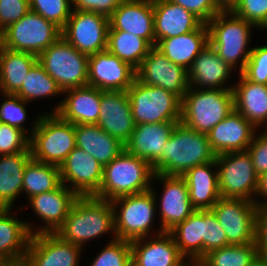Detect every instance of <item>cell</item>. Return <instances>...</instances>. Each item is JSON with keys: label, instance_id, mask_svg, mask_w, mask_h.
Here are the masks:
<instances>
[{"label": "cell", "instance_id": "obj_55", "mask_svg": "<svg viewBox=\"0 0 267 266\" xmlns=\"http://www.w3.org/2000/svg\"><path fill=\"white\" fill-rule=\"evenodd\" d=\"M191 261V262H190ZM190 261L187 263V265H186V263L184 264V260L180 263V264H178L177 266H201V262L200 261H198V260H193V259H190Z\"/></svg>", "mask_w": 267, "mask_h": 266}, {"label": "cell", "instance_id": "obj_25", "mask_svg": "<svg viewBox=\"0 0 267 266\" xmlns=\"http://www.w3.org/2000/svg\"><path fill=\"white\" fill-rule=\"evenodd\" d=\"M178 122L143 123L136 125L124 150L147 161L151 166L162 156L165 142Z\"/></svg>", "mask_w": 267, "mask_h": 266}, {"label": "cell", "instance_id": "obj_26", "mask_svg": "<svg viewBox=\"0 0 267 266\" xmlns=\"http://www.w3.org/2000/svg\"><path fill=\"white\" fill-rule=\"evenodd\" d=\"M144 239L130 242L132 266H177L185 259L169 232L159 231L156 240Z\"/></svg>", "mask_w": 267, "mask_h": 266}, {"label": "cell", "instance_id": "obj_3", "mask_svg": "<svg viewBox=\"0 0 267 266\" xmlns=\"http://www.w3.org/2000/svg\"><path fill=\"white\" fill-rule=\"evenodd\" d=\"M154 176L152 166L125 150L104 166L103 180L97 198L112 201L116 198L149 191Z\"/></svg>", "mask_w": 267, "mask_h": 266}, {"label": "cell", "instance_id": "obj_10", "mask_svg": "<svg viewBox=\"0 0 267 266\" xmlns=\"http://www.w3.org/2000/svg\"><path fill=\"white\" fill-rule=\"evenodd\" d=\"M149 191L116 198L111 201L114 208V236L133 241L149 235L155 215L156 195ZM121 203V204H120ZM121 210L117 212L118 206Z\"/></svg>", "mask_w": 267, "mask_h": 266}, {"label": "cell", "instance_id": "obj_6", "mask_svg": "<svg viewBox=\"0 0 267 266\" xmlns=\"http://www.w3.org/2000/svg\"><path fill=\"white\" fill-rule=\"evenodd\" d=\"M251 27L255 26L232 11H221L207 23L209 43L216 54L231 68H235L241 58L240 73L244 71L252 51V47L246 50Z\"/></svg>", "mask_w": 267, "mask_h": 266}, {"label": "cell", "instance_id": "obj_4", "mask_svg": "<svg viewBox=\"0 0 267 266\" xmlns=\"http://www.w3.org/2000/svg\"><path fill=\"white\" fill-rule=\"evenodd\" d=\"M188 88L181 99V118L187 127L208 134L220 121L234 109L232 89Z\"/></svg>", "mask_w": 267, "mask_h": 266}, {"label": "cell", "instance_id": "obj_51", "mask_svg": "<svg viewBox=\"0 0 267 266\" xmlns=\"http://www.w3.org/2000/svg\"><path fill=\"white\" fill-rule=\"evenodd\" d=\"M124 0H72L73 10H84L109 17Z\"/></svg>", "mask_w": 267, "mask_h": 266}, {"label": "cell", "instance_id": "obj_27", "mask_svg": "<svg viewBox=\"0 0 267 266\" xmlns=\"http://www.w3.org/2000/svg\"><path fill=\"white\" fill-rule=\"evenodd\" d=\"M155 45L159 40L197 30L203 22L193 13L169 0H152Z\"/></svg>", "mask_w": 267, "mask_h": 266}, {"label": "cell", "instance_id": "obj_32", "mask_svg": "<svg viewBox=\"0 0 267 266\" xmlns=\"http://www.w3.org/2000/svg\"><path fill=\"white\" fill-rule=\"evenodd\" d=\"M76 147L92 155L103 167L124 151V144L97 124L75 125Z\"/></svg>", "mask_w": 267, "mask_h": 266}, {"label": "cell", "instance_id": "obj_46", "mask_svg": "<svg viewBox=\"0 0 267 266\" xmlns=\"http://www.w3.org/2000/svg\"><path fill=\"white\" fill-rule=\"evenodd\" d=\"M242 74L254 83L267 85V45L252 48Z\"/></svg>", "mask_w": 267, "mask_h": 266}, {"label": "cell", "instance_id": "obj_9", "mask_svg": "<svg viewBox=\"0 0 267 266\" xmlns=\"http://www.w3.org/2000/svg\"><path fill=\"white\" fill-rule=\"evenodd\" d=\"M61 36L58 26L30 10L2 31L1 46L39 56Z\"/></svg>", "mask_w": 267, "mask_h": 266}, {"label": "cell", "instance_id": "obj_53", "mask_svg": "<svg viewBox=\"0 0 267 266\" xmlns=\"http://www.w3.org/2000/svg\"><path fill=\"white\" fill-rule=\"evenodd\" d=\"M221 11H232L239 3V0H216Z\"/></svg>", "mask_w": 267, "mask_h": 266}, {"label": "cell", "instance_id": "obj_44", "mask_svg": "<svg viewBox=\"0 0 267 266\" xmlns=\"http://www.w3.org/2000/svg\"><path fill=\"white\" fill-rule=\"evenodd\" d=\"M232 13L258 28L267 29V0H239Z\"/></svg>", "mask_w": 267, "mask_h": 266}, {"label": "cell", "instance_id": "obj_43", "mask_svg": "<svg viewBox=\"0 0 267 266\" xmlns=\"http://www.w3.org/2000/svg\"><path fill=\"white\" fill-rule=\"evenodd\" d=\"M26 133L20 128L1 123L0 155L30 152V137Z\"/></svg>", "mask_w": 267, "mask_h": 266}, {"label": "cell", "instance_id": "obj_17", "mask_svg": "<svg viewBox=\"0 0 267 266\" xmlns=\"http://www.w3.org/2000/svg\"><path fill=\"white\" fill-rule=\"evenodd\" d=\"M81 247L63 241L55 233L34 234L30 238L26 266H78Z\"/></svg>", "mask_w": 267, "mask_h": 266}, {"label": "cell", "instance_id": "obj_41", "mask_svg": "<svg viewBox=\"0 0 267 266\" xmlns=\"http://www.w3.org/2000/svg\"><path fill=\"white\" fill-rule=\"evenodd\" d=\"M203 258L210 251L230 245L223 227L211 210L202 211Z\"/></svg>", "mask_w": 267, "mask_h": 266}, {"label": "cell", "instance_id": "obj_54", "mask_svg": "<svg viewBox=\"0 0 267 266\" xmlns=\"http://www.w3.org/2000/svg\"><path fill=\"white\" fill-rule=\"evenodd\" d=\"M248 266H267V257L257 255Z\"/></svg>", "mask_w": 267, "mask_h": 266}, {"label": "cell", "instance_id": "obj_38", "mask_svg": "<svg viewBox=\"0 0 267 266\" xmlns=\"http://www.w3.org/2000/svg\"><path fill=\"white\" fill-rule=\"evenodd\" d=\"M63 93L56 81L37 62L26 75L21 88L15 93L26 102L40 97Z\"/></svg>", "mask_w": 267, "mask_h": 266}, {"label": "cell", "instance_id": "obj_39", "mask_svg": "<svg viewBox=\"0 0 267 266\" xmlns=\"http://www.w3.org/2000/svg\"><path fill=\"white\" fill-rule=\"evenodd\" d=\"M257 255L255 243L230 244L210 251L200 262L201 266H248Z\"/></svg>", "mask_w": 267, "mask_h": 266}, {"label": "cell", "instance_id": "obj_49", "mask_svg": "<svg viewBox=\"0 0 267 266\" xmlns=\"http://www.w3.org/2000/svg\"><path fill=\"white\" fill-rule=\"evenodd\" d=\"M264 134L253 137L251 144L247 148L255 173L259 176L267 172V130L264 129ZM258 136V137H257Z\"/></svg>", "mask_w": 267, "mask_h": 266}, {"label": "cell", "instance_id": "obj_37", "mask_svg": "<svg viewBox=\"0 0 267 266\" xmlns=\"http://www.w3.org/2000/svg\"><path fill=\"white\" fill-rule=\"evenodd\" d=\"M60 168L31 159L24 168L22 191L31 198L57 189L61 185Z\"/></svg>", "mask_w": 267, "mask_h": 266}, {"label": "cell", "instance_id": "obj_57", "mask_svg": "<svg viewBox=\"0 0 267 266\" xmlns=\"http://www.w3.org/2000/svg\"><path fill=\"white\" fill-rule=\"evenodd\" d=\"M1 39H2V31H0V45H1Z\"/></svg>", "mask_w": 267, "mask_h": 266}, {"label": "cell", "instance_id": "obj_19", "mask_svg": "<svg viewBox=\"0 0 267 266\" xmlns=\"http://www.w3.org/2000/svg\"><path fill=\"white\" fill-rule=\"evenodd\" d=\"M109 30L125 31L155 46L152 0H124L109 16Z\"/></svg>", "mask_w": 267, "mask_h": 266}, {"label": "cell", "instance_id": "obj_16", "mask_svg": "<svg viewBox=\"0 0 267 266\" xmlns=\"http://www.w3.org/2000/svg\"><path fill=\"white\" fill-rule=\"evenodd\" d=\"M136 70L107 49L88 57V85L102 91H127Z\"/></svg>", "mask_w": 267, "mask_h": 266}, {"label": "cell", "instance_id": "obj_24", "mask_svg": "<svg viewBox=\"0 0 267 266\" xmlns=\"http://www.w3.org/2000/svg\"><path fill=\"white\" fill-rule=\"evenodd\" d=\"M67 98L52 113L74 125L97 124L100 112L101 90L85 85L63 91Z\"/></svg>", "mask_w": 267, "mask_h": 266}, {"label": "cell", "instance_id": "obj_1", "mask_svg": "<svg viewBox=\"0 0 267 266\" xmlns=\"http://www.w3.org/2000/svg\"><path fill=\"white\" fill-rule=\"evenodd\" d=\"M207 134L195 131L178 122L169 140L165 142L162 156L152 165L154 173L183 176L193 167L214 161Z\"/></svg>", "mask_w": 267, "mask_h": 266}, {"label": "cell", "instance_id": "obj_31", "mask_svg": "<svg viewBox=\"0 0 267 266\" xmlns=\"http://www.w3.org/2000/svg\"><path fill=\"white\" fill-rule=\"evenodd\" d=\"M239 77L240 82L232 89L234 109L256 128L265 124L267 130V85L254 83L242 73Z\"/></svg>", "mask_w": 267, "mask_h": 266}, {"label": "cell", "instance_id": "obj_34", "mask_svg": "<svg viewBox=\"0 0 267 266\" xmlns=\"http://www.w3.org/2000/svg\"><path fill=\"white\" fill-rule=\"evenodd\" d=\"M31 159L30 152L0 155V208L11 209L22 192L24 168Z\"/></svg>", "mask_w": 267, "mask_h": 266}, {"label": "cell", "instance_id": "obj_33", "mask_svg": "<svg viewBox=\"0 0 267 266\" xmlns=\"http://www.w3.org/2000/svg\"><path fill=\"white\" fill-rule=\"evenodd\" d=\"M38 56L29 52L13 51L0 45V89L3 94H15L22 86Z\"/></svg>", "mask_w": 267, "mask_h": 266}, {"label": "cell", "instance_id": "obj_36", "mask_svg": "<svg viewBox=\"0 0 267 266\" xmlns=\"http://www.w3.org/2000/svg\"><path fill=\"white\" fill-rule=\"evenodd\" d=\"M152 47L146 39L134 34L119 30H108L107 50L135 70L140 66Z\"/></svg>", "mask_w": 267, "mask_h": 266}, {"label": "cell", "instance_id": "obj_52", "mask_svg": "<svg viewBox=\"0 0 267 266\" xmlns=\"http://www.w3.org/2000/svg\"><path fill=\"white\" fill-rule=\"evenodd\" d=\"M256 195H262L265 201L262 204H267V172L258 176Z\"/></svg>", "mask_w": 267, "mask_h": 266}, {"label": "cell", "instance_id": "obj_22", "mask_svg": "<svg viewBox=\"0 0 267 266\" xmlns=\"http://www.w3.org/2000/svg\"><path fill=\"white\" fill-rule=\"evenodd\" d=\"M78 197L70 188L61 184L55 190L29 198L33 210L46 223L34 234L55 233L63 225Z\"/></svg>", "mask_w": 267, "mask_h": 266}, {"label": "cell", "instance_id": "obj_29", "mask_svg": "<svg viewBox=\"0 0 267 266\" xmlns=\"http://www.w3.org/2000/svg\"><path fill=\"white\" fill-rule=\"evenodd\" d=\"M209 43L207 24L203 23L197 30L176 37L159 40L155 47L168 60L187 70L194 59Z\"/></svg>", "mask_w": 267, "mask_h": 266}, {"label": "cell", "instance_id": "obj_7", "mask_svg": "<svg viewBox=\"0 0 267 266\" xmlns=\"http://www.w3.org/2000/svg\"><path fill=\"white\" fill-rule=\"evenodd\" d=\"M136 125L160 122H180L181 99L161 87L134 80L127 90Z\"/></svg>", "mask_w": 267, "mask_h": 266}, {"label": "cell", "instance_id": "obj_5", "mask_svg": "<svg viewBox=\"0 0 267 266\" xmlns=\"http://www.w3.org/2000/svg\"><path fill=\"white\" fill-rule=\"evenodd\" d=\"M34 125L29 136L32 159L60 167L76 147L75 125L56 113L38 117Z\"/></svg>", "mask_w": 267, "mask_h": 266}, {"label": "cell", "instance_id": "obj_40", "mask_svg": "<svg viewBox=\"0 0 267 266\" xmlns=\"http://www.w3.org/2000/svg\"><path fill=\"white\" fill-rule=\"evenodd\" d=\"M30 10L53 22L61 30L71 16L72 0H29Z\"/></svg>", "mask_w": 267, "mask_h": 266}, {"label": "cell", "instance_id": "obj_28", "mask_svg": "<svg viewBox=\"0 0 267 266\" xmlns=\"http://www.w3.org/2000/svg\"><path fill=\"white\" fill-rule=\"evenodd\" d=\"M232 68L224 62L210 43L197 55L188 70L189 88L198 85V89H233V86L223 87L229 79Z\"/></svg>", "mask_w": 267, "mask_h": 266}, {"label": "cell", "instance_id": "obj_20", "mask_svg": "<svg viewBox=\"0 0 267 266\" xmlns=\"http://www.w3.org/2000/svg\"><path fill=\"white\" fill-rule=\"evenodd\" d=\"M256 127L235 109L207 134L216 155L246 151L255 135Z\"/></svg>", "mask_w": 267, "mask_h": 266}, {"label": "cell", "instance_id": "obj_12", "mask_svg": "<svg viewBox=\"0 0 267 266\" xmlns=\"http://www.w3.org/2000/svg\"><path fill=\"white\" fill-rule=\"evenodd\" d=\"M109 17L73 10L62 29V37L81 53L90 56L107 49Z\"/></svg>", "mask_w": 267, "mask_h": 266}, {"label": "cell", "instance_id": "obj_30", "mask_svg": "<svg viewBox=\"0 0 267 266\" xmlns=\"http://www.w3.org/2000/svg\"><path fill=\"white\" fill-rule=\"evenodd\" d=\"M215 166H217L215 160L197 165L182 176L187 183L189 199L195 210H211L221 198L218 172L211 171Z\"/></svg>", "mask_w": 267, "mask_h": 266}, {"label": "cell", "instance_id": "obj_45", "mask_svg": "<svg viewBox=\"0 0 267 266\" xmlns=\"http://www.w3.org/2000/svg\"><path fill=\"white\" fill-rule=\"evenodd\" d=\"M4 95L7 99L0 106V122L20 128L26 132L27 129L22 124L27 117L24 106L27 102L15 94Z\"/></svg>", "mask_w": 267, "mask_h": 266}, {"label": "cell", "instance_id": "obj_56", "mask_svg": "<svg viewBox=\"0 0 267 266\" xmlns=\"http://www.w3.org/2000/svg\"><path fill=\"white\" fill-rule=\"evenodd\" d=\"M0 266H26L25 263L14 264V265H0Z\"/></svg>", "mask_w": 267, "mask_h": 266}, {"label": "cell", "instance_id": "obj_47", "mask_svg": "<svg viewBox=\"0 0 267 266\" xmlns=\"http://www.w3.org/2000/svg\"><path fill=\"white\" fill-rule=\"evenodd\" d=\"M193 13L203 23L207 24L215 15L221 12L216 0H169Z\"/></svg>", "mask_w": 267, "mask_h": 266}, {"label": "cell", "instance_id": "obj_35", "mask_svg": "<svg viewBox=\"0 0 267 266\" xmlns=\"http://www.w3.org/2000/svg\"><path fill=\"white\" fill-rule=\"evenodd\" d=\"M169 233L173 236L184 258L203 259L202 211L195 210L184 222L178 223Z\"/></svg>", "mask_w": 267, "mask_h": 266}, {"label": "cell", "instance_id": "obj_15", "mask_svg": "<svg viewBox=\"0 0 267 266\" xmlns=\"http://www.w3.org/2000/svg\"><path fill=\"white\" fill-rule=\"evenodd\" d=\"M59 168L61 183H71L70 189L78 196H94L99 191L104 167L86 151L75 147Z\"/></svg>", "mask_w": 267, "mask_h": 266}, {"label": "cell", "instance_id": "obj_48", "mask_svg": "<svg viewBox=\"0 0 267 266\" xmlns=\"http://www.w3.org/2000/svg\"><path fill=\"white\" fill-rule=\"evenodd\" d=\"M29 11V0H0V30L3 31Z\"/></svg>", "mask_w": 267, "mask_h": 266}, {"label": "cell", "instance_id": "obj_8", "mask_svg": "<svg viewBox=\"0 0 267 266\" xmlns=\"http://www.w3.org/2000/svg\"><path fill=\"white\" fill-rule=\"evenodd\" d=\"M88 57L61 36L38 56V62L66 91L88 85Z\"/></svg>", "mask_w": 267, "mask_h": 266}, {"label": "cell", "instance_id": "obj_13", "mask_svg": "<svg viewBox=\"0 0 267 266\" xmlns=\"http://www.w3.org/2000/svg\"><path fill=\"white\" fill-rule=\"evenodd\" d=\"M256 203L240 198H223L211 208L223 227L228 243L245 245L255 243Z\"/></svg>", "mask_w": 267, "mask_h": 266}, {"label": "cell", "instance_id": "obj_42", "mask_svg": "<svg viewBox=\"0 0 267 266\" xmlns=\"http://www.w3.org/2000/svg\"><path fill=\"white\" fill-rule=\"evenodd\" d=\"M89 266H132L130 241L114 238Z\"/></svg>", "mask_w": 267, "mask_h": 266}, {"label": "cell", "instance_id": "obj_21", "mask_svg": "<svg viewBox=\"0 0 267 266\" xmlns=\"http://www.w3.org/2000/svg\"><path fill=\"white\" fill-rule=\"evenodd\" d=\"M153 178L164 181L161 210V232H169L178 223L184 222L194 211L189 199L188 187L182 176L154 173Z\"/></svg>", "mask_w": 267, "mask_h": 266}, {"label": "cell", "instance_id": "obj_2", "mask_svg": "<svg viewBox=\"0 0 267 266\" xmlns=\"http://www.w3.org/2000/svg\"><path fill=\"white\" fill-rule=\"evenodd\" d=\"M111 230L114 234L112 203L95 196H79L55 234L63 241L82 248L86 241Z\"/></svg>", "mask_w": 267, "mask_h": 266}, {"label": "cell", "instance_id": "obj_23", "mask_svg": "<svg viewBox=\"0 0 267 266\" xmlns=\"http://www.w3.org/2000/svg\"><path fill=\"white\" fill-rule=\"evenodd\" d=\"M10 210L0 208V265L24 263L34 235L30 224L14 219Z\"/></svg>", "mask_w": 267, "mask_h": 266}, {"label": "cell", "instance_id": "obj_18", "mask_svg": "<svg viewBox=\"0 0 267 266\" xmlns=\"http://www.w3.org/2000/svg\"><path fill=\"white\" fill-rule=\"evenodd\" d=\"M97 125L125 144L136 126L127 91H102Z\"/></svg>", "mask_w": 267, "mask_h": 266}, {"label": "cell", "instance_id": "obj_50", "mask_svg": "<svg viewBox=\"0 0 267 266\" xmlns=\"http://www.w3.org/2000/svg\"><path fill=\"white\" fill-rule=\"evenodd\" d=\"M255 244L258 255L267 257V204L256 209Z\"/></svg>", "mask_w": 267, "mask_h": 266}, {"label": "cell", "instance_id": "obj_14", "mask_svg": "<svg viewBox=\"0 0 267 266\" xmlns=\"http://www.w3.org/2000/svg\"><path fill=\"white\" fill-rule=\"evenodd\" d=\"M136 80L161 87L182 99L189 88L188 70L176 65L153 46L136 69Z\"/></svg>", "mask_w": 267, "mask_h": 266}, {"label": "cell", "instance_id": "obj_11", "mask_svg": "<svg viewBox=\"0 0 267 266\" xmlns=\"http://www.w3.org/2000/svg\"><path fill=\"white\" fill-rule=\"evenodd\" d=\"M215 161L218 166L216 169L219 168L217 172L221 197L246 199L256 203V206L261 204L255 201L258 175L247 150L216 155Z\"/></svg>", "mask_w": 267, "mask_h": 266}]
</instances>
